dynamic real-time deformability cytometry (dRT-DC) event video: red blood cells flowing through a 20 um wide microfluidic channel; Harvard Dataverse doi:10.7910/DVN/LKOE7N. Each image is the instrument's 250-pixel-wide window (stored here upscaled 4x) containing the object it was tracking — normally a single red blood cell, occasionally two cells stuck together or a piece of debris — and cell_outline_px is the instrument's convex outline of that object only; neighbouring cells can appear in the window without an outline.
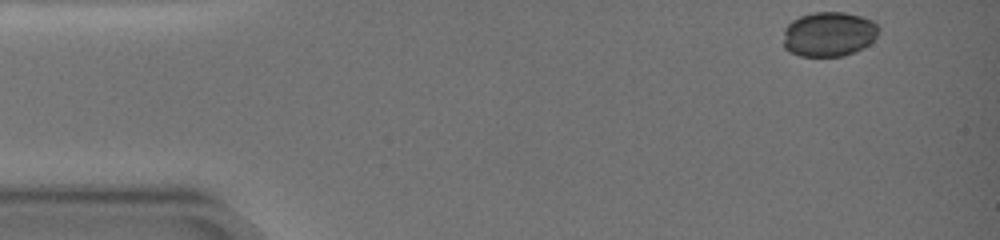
{"species": "common noctule bat (a hibernating species)", "species_latin": "Nyctalus noctula", "temperature_condition": "warm", "stored_images_in_passage": 15, "camera_frame_rate_fps": 3000, "um_per_image_px": 0.085, "animal": {"sex": "female", "body_mass_g": 19.0, "forearm_length_mm": 51.5}, "frame": {"image": 1, "passage_image": 1, "time_ms": 0.0, "image_size_px": [1000, 240], "cell_outline_px": [[880, 28], [876, 36], [868, 44], [844, 56], [800, 56], [788, 52], [784, 48], [784, 28], [792, 20], [800, 16], [812, 12], [844, 12], [860, 16], [872, 20]], "centroid_in_image_um": [70.41, 2.89], "position_along_channel_um": 14.6, "area_um2": 24.85}}
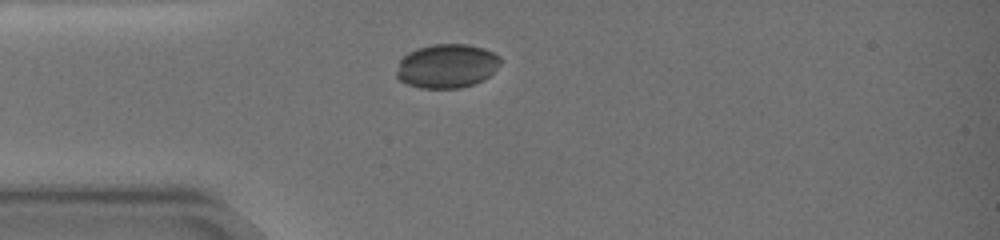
{"frame": {"image": 2, "passage_image": 7, "time_ms": 4.0, "image_size_px": [1000, 240], "cell_outline_px": [[500, 64], [488, 76], [472, 84], [460, 88], [420, 88], [408, 84], [400, 80], [396, 76], [396, 72], [400, 60], [408, 52], [416, 48], [432, 44], [468, 44], [484, 48], [500, 56]], "centroid_in_image_um": [37.96, 5.6], "position_along_channel_um": 47.0, "area_um2": 26.53}}